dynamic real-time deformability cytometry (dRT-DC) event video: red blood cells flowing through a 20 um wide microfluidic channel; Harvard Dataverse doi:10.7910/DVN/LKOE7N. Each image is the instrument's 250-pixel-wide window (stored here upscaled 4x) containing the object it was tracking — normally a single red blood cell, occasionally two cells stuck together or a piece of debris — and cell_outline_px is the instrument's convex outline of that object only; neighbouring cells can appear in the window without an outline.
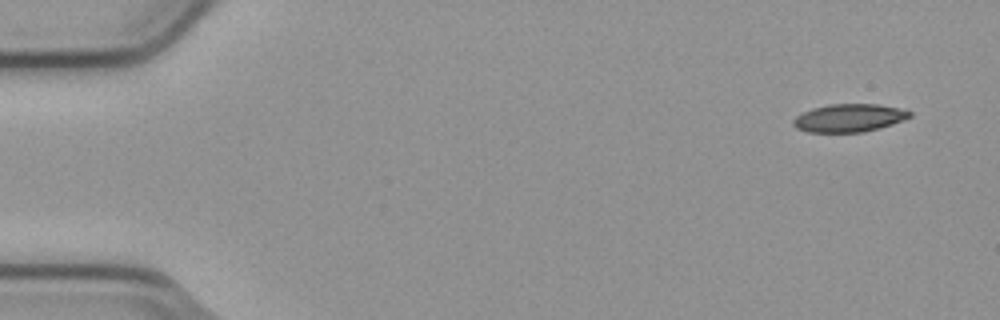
{"species": "common noctule bat (a hibernating species)", "species_latin": "Nyctalus noctula", "temperature_condition": "cold", "stored_images_in_passage": 7, "camera_frame_rate_fps": 3000, "um_per_image_px": 0.085, "animal": {"sex": "male", "body_mass_g": 23.1, "forearm_length_mm": 52.7}, "frame": {"image": 1, "passage_image": 1, "time_ms": 0.0, "image_size_px": [1000, 320], "cell_outline_px": [[912, 116], [904, 120], [880, 128], [864, 132], [808, 132], [796, 128], [792, 124], [792, 120], [796, 116], [812, 108], [828, 104], [876, 104], [900, 108], [912, 112]], "centroid_in_image_um": [72.17, 10.02], "position_along_channel_um": 12.8, "area_um2": 19.07}}
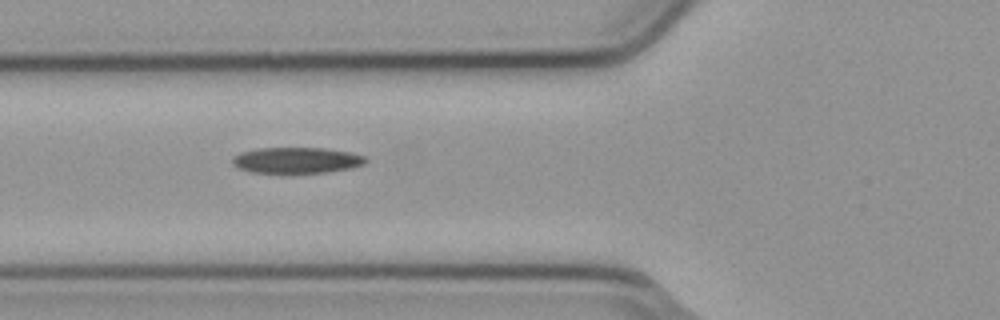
{"frame": {"image": 2, "passage_image": 6, "time_ms": 1.667, "image_size_px": [1000, 320], "cell_outline_px": [[368, 160], [364, 164], [352, 168], [324, 172], [292, 176], [252, 172], [240, 168], [232, 164], [232, 156], [240, 152], [256, 148], [324, 148], [348, 152], [364, 156]], "centroid_in_image_um": [25.16, 13.66], "position_along_channel_um": 100.6, "area_um2": 20.98}}
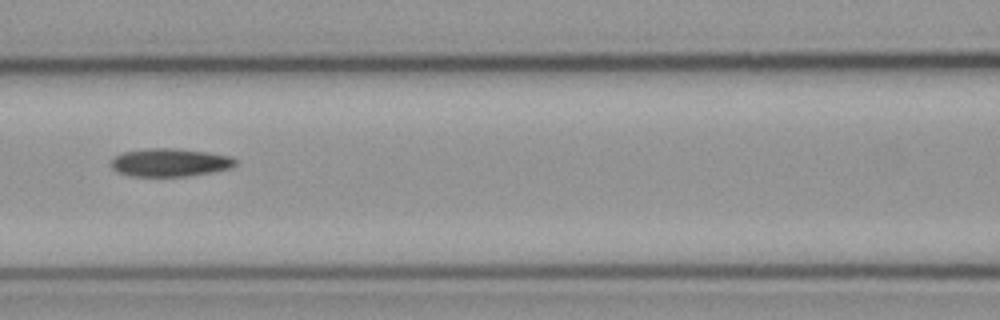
{"frame": {"image": 3, "passage_image": 7, "time_ms": 2.0, "image_size_px": [1000, 320], "cell_outline_px": [[236, 164], [228, 168], [212, 172], [184, 176], [128, 176], [116, 172], [112, 168], [112, 160], [116, 156], [124, 152], [148, 148], [176, 148], [232, 156], [236, 160]], "centroid_in_image_um": [14.42, 13.81], "position_along_channel_um": 152.2, "area_um2": 20.17}}